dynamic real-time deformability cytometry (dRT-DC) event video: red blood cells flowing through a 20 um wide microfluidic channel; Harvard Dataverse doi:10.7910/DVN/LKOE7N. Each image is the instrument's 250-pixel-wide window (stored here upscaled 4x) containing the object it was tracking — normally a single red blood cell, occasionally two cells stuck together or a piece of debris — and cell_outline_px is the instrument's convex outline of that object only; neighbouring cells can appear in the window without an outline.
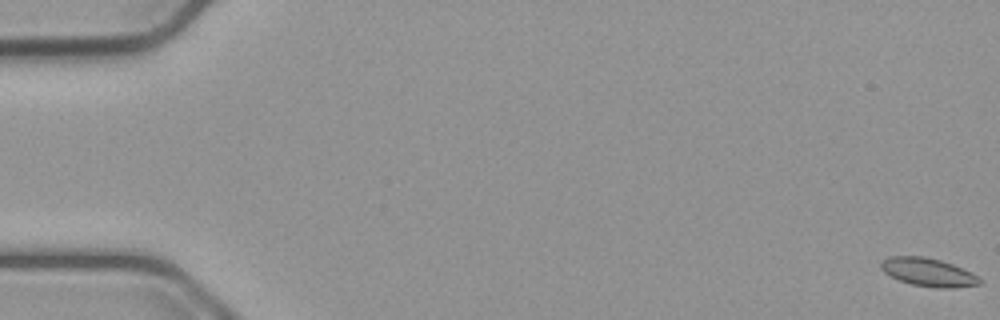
{"species": "common noctule bat (a hibernating species)", "species_latin": "Nyctalus noctula", "temperature_condition": "cold", "stored_images_in_passage": 57, "camera_frame_rate_fps": 3000, "um_per_image_px": 0.085, "animal": {"sex": "male", "body_mass_g": 23.1, "forearm_length_mm": 52.7}, "frame": {"image": 1, "passage_image": 1, "time_ms": 0.0, "image_size_px": [1000, 320], "cell_outline_px": [[980, 284], [952, 288], [936, 288], [912, 284], [900, 280], [884, 272], [880, 268], [880, 264], [884, 260], [892, 256], [924, 256], [940, 260], [952, 264], [976, 276], [980, 280]], "centroid_in_image_um": [78.86, 23.14], "position_along_channel_um": 6.1, "area_um2": 15.84}}
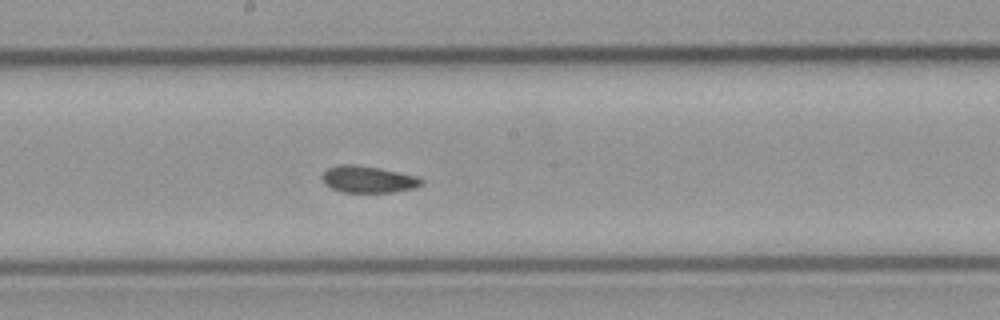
{"frame": {"image": 2, "passage_image": 31, "time_ms": 10.0, "image_size_px": [1000, 320], "cell_outline_px": [[424, 184], [412, 188], [392, 192], [340, 192], [324, 184], [320, 176], [328, 168], [336, 164], [356, 164], [416, 176], [424, 180]], "centroid_in_image_um": [31.23, 15.24], "position_along_channel_um": 217.0, "area_um2": 15.43}}
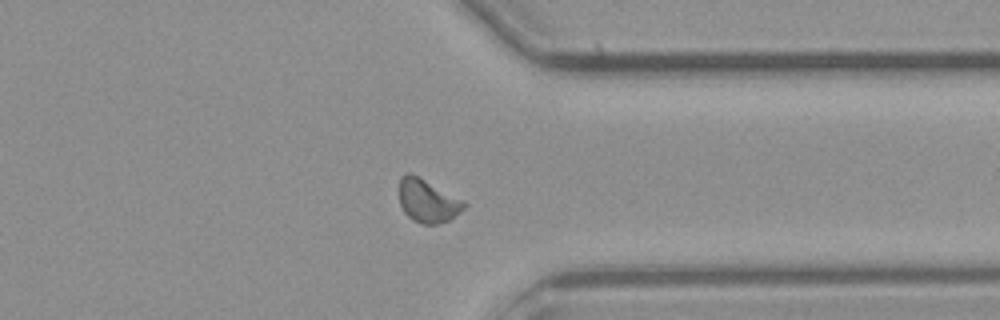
{"frame": {"image": 3, "passage_image": 44, "time_ms": 14.333, "image_size_px": [1000, 320], "cell_outline_px": [[468, 204], [460, 212], [448, 220], [436, 224], [424, 224], [412, 220], [404, 212], [400, 204], [400, 176], [408, 172], [464, 200]], "centroid_in_image_um": [36.35, 17.09], "position_along_channel_um": 375.1, "area_um2": 16.01}, "authors_computed_cell_mechanics": {"area_um2": 15.9528, "velocity_mm_per_s": 3.7306, "shape_relaxation_time_tau1_ms": null, "shape_relaxation_time_tau2_ms": 5.0023, "deformation_change_tau1": null, "deformation_change_tau2": 0.0877}}